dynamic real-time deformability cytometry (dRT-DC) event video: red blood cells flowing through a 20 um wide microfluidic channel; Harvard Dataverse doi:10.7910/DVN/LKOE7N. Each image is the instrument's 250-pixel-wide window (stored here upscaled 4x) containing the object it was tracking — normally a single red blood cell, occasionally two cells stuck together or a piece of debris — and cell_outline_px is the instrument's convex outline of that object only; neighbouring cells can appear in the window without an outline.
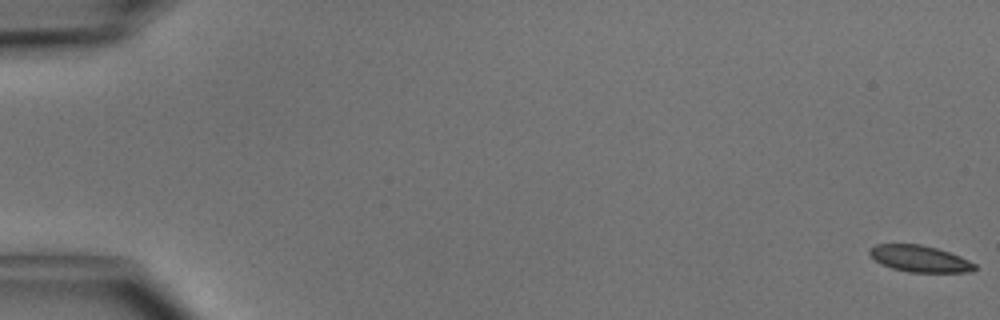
{"species": "common noctule bat (a hibernating species)", "species_latin": "Nyctalus noctula", "temperature_condition": "cold", "stored_images_in_passage": 13, "camera_frame_rate_fps": 3000, "um_per_image_px": 0.085, "animal": {"sex": "male", "body_mass_g": 15.6}, "frame": {"image": 1, "passage_image": 1, "time_ms": 0.0, "image_size_px": [1000, 320], "cell_outline_px": [[976, 268], [968, 272], [908, 272], [892, 268], [880, 264], [868, 252], [868, 248], [876, 244], [920, 244], [936, 248], [960, 256], [976, 264]], "centroid_in_image_um": [78.14, 21.99], "position_along_channel_um": 6.9, "area_um2": 16.18}}